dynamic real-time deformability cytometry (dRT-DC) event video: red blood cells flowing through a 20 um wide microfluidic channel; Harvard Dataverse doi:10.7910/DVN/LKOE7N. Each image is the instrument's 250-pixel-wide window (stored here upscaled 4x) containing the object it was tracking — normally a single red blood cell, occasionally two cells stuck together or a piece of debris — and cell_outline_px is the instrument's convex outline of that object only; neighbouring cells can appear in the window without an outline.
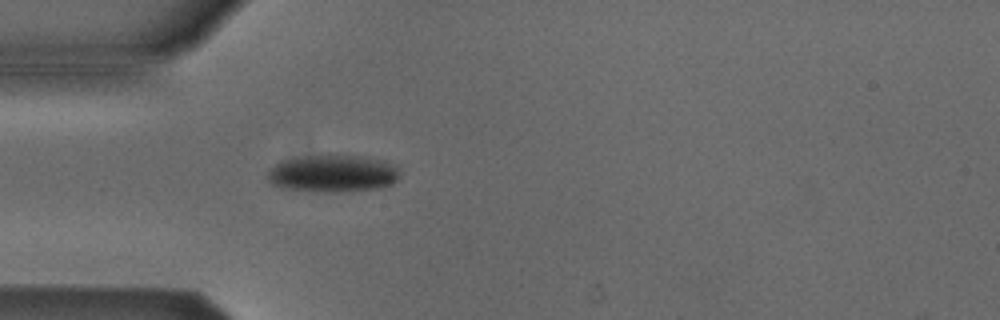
{"species": "Egyptian fruit bat (a non-hibernating species)", "species_latin": "Rousettus aegyptiacus", "temperature_condition": "cold", "stored_images_in_passage": 1, "camera_frame_rate_fps": 3000, "um_per_image_px": 0.085, "animal": {"sex": "male"}, "frame": {"image": 1, "passage_image": 1, "time_ms": 0.0, "image_size_px": [1000, 320], "cell_outline_px": [[400, 176], [392, 184], [380, 188], [336, 192], [316, 192], [280, 188], [272, 184], [268, 180], [268, 172], [280, 160], [328, 152], [360, 156], [384, 160], [400, 168]], "centroid_in_image_um": [28.3, 14.72], "position_along_channel_um": 56.7, "area_um2": 29.65}}